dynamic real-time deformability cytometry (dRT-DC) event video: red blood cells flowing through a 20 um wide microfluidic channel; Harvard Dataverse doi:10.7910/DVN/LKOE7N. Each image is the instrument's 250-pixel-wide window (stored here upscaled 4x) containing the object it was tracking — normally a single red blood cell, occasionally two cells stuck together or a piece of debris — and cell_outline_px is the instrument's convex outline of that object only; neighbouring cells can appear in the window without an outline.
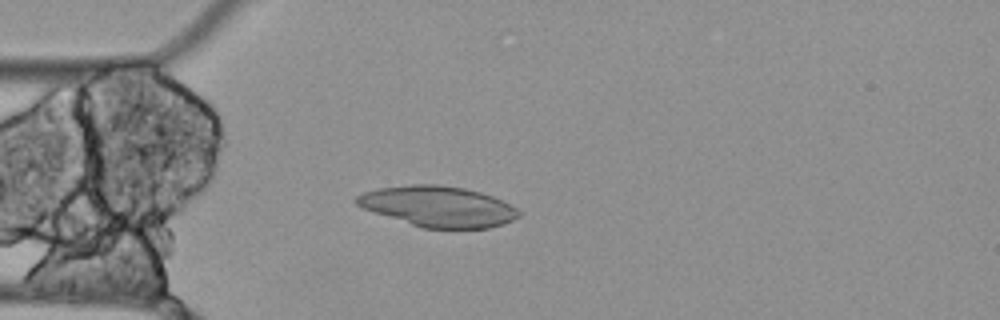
{"species": "Egyptian fruit bat (a non-hibernating species)", "species_latin": "Rousettus aegyptiacus", "temperature_condition": "cold", "stored_images_in_passage": 37, "camera_frame_rate_fps": 3000, "um_per_image_px": 0.085, "animal": {"sex": "female"}, "frame": {"image": 1, "passage_image": 15, "time_ms": 4.667, "image_size_px": [1000, 320], "cell_outline_px": [[520, 216], [504, 224], [488, 228], [424, 228], [364, 208], [356, 204], [352, 200], [356, 196], [364, 192], [380, 188], [412, 184], [436, 184], [464, 188], [480, 192], [492, 196], [516, 208], [520, 212]], "centroid_in_image_um": [37.25, 17.54], "position_along_channel_um": 47.7, "area_um2": 37.92}}
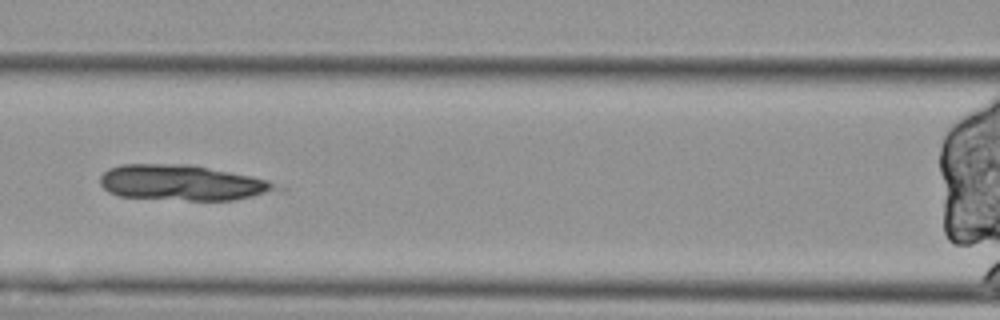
{"frame": {"image": 2, "passage_image": 24, "time_ms": 7.667, "image_size_px": [1000, 320], "cell_outline_px": [[288, 188], [236, 200], [188, 200], [120, 196], [108, 192], [100, 184], [100, 176], [108, 168], [120, 164], [188, 164], [268, 180]], "centroid_in_image_um": [15.49, 15.53], "position_along_channel_um": 151.1, "area_um2": 36.3}}
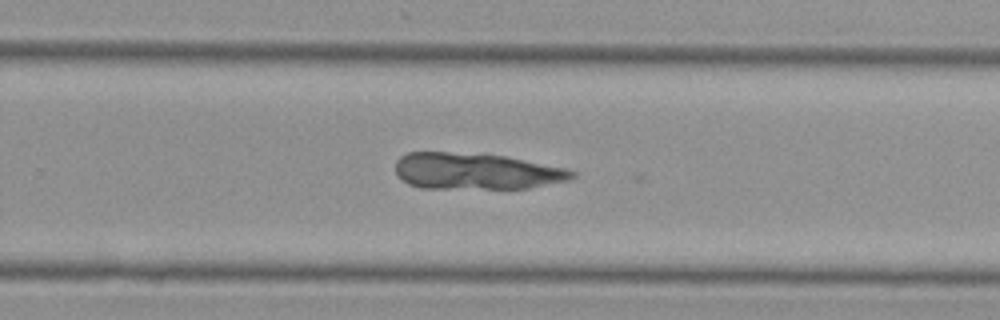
{"frame": {"image": 3, "passage_image": 36, "time_ms": 11.667, "image_size_px": [1000, 320], "cell_outline_px": [[576, 176], [568, 180], [528, 188], [420, 188], [408, 184], [396, 172], [396, 160], [400, 156], [408, 152], [448, 152], [504, 156], [564, 168], [576, 172]], "centroid_in_image_um": [40.43, 14.56], "position_along_channel_um": 289.4, "area_um2": 37.05}}